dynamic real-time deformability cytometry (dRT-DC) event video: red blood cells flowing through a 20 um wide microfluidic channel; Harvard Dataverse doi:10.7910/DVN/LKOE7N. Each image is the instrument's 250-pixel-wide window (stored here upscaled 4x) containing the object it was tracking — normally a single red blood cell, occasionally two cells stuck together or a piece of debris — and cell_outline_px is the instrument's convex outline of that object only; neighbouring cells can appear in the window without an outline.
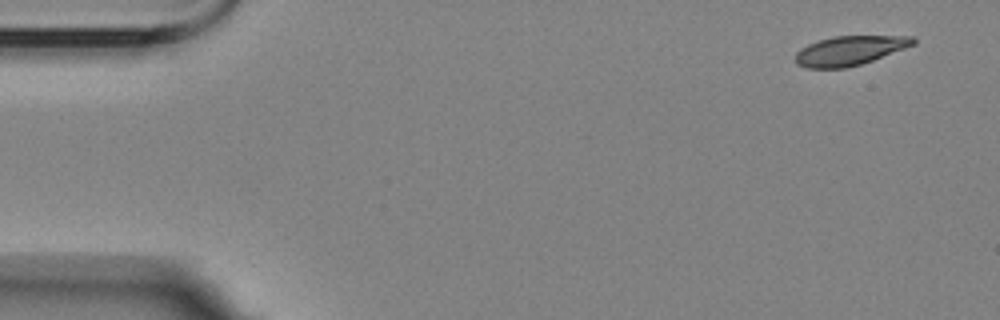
{"species": "Egyptian fruit bat (a non-hibernating species)", "species_latin": "Rousettus aegyptiacus", "temperature_condition": "room temperature", "stored_images_in_passage": 4, "camera_frame_rate_fps": 3000, "um_per_image_px": 0.085, "animal": {"sex": "female"}, "frame": {"image": 1, "passage_image": 1, "time_ms": 0.0, "image_size_px": [1000, 320], "cell_outline_px": [[916, 44], [872, 60], [860, 64], [844, 68], [808, 68], [796, 64], [796, 52], [800, 48], [808, 44], [832, 36], [916, 36]], "centroid_in_image_um": [72.23, 4.29], "position_along_channel_um": 12.8, "area_um2": 20.06}}